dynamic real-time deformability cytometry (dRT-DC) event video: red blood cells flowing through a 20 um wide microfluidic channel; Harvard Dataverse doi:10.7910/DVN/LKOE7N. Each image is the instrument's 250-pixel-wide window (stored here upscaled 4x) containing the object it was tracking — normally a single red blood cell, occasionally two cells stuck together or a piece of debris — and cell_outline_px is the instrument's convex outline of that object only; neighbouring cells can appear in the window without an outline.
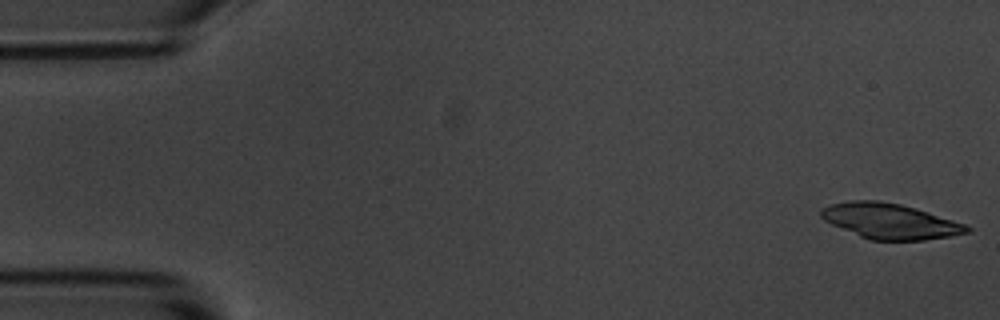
{"species": "common noctule bat (a hibernating species)", "species_latin": "Nyctalus noctula", "temperature_condition": "room temperature", "stored_images_in_passage": 6, "camera_frame_rate_fps": 3000, "um_per_image_px": 0.085, "animal": {"sex": "male", "body_mass_g": 20.1, "forearm_length_mm": 53.5}, "frame": {"image": 1, "passage_image": 1, "time_ms": 0.0, "image_size_px": [1000, 320], "cell_outline_px": [[972, 232], [952, 236], [924, 240], [868, 240], [832, 224], [824, 220], [820, 216], [820, 208], [832, 204], [848, 200], [880, 200], [900, 204], [916, 208], [964, 224], [972, 228]], "centroid_in_image_um": [75.64, 18.8], "position_along_channel_um": 9.4, "area_um2": 30.11}}